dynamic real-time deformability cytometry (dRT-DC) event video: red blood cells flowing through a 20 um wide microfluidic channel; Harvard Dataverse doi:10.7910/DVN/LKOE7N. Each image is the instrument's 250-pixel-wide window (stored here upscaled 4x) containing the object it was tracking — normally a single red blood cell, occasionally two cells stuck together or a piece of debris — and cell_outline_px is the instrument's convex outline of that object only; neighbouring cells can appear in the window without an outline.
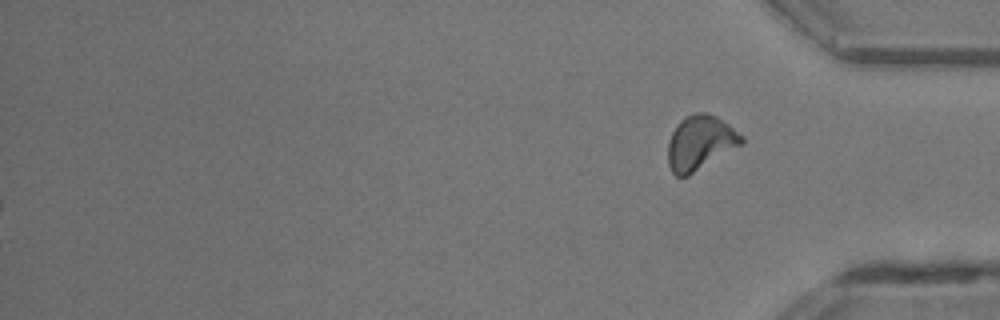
{"species": "common noctule bat (a hibernating species)", "species_latin": "Nyctalus noctula", "temperature_condition": "room temperature", "stored_images_in_passage": 33, "segment_of_instrument_passage": [2, 2], "camera_frame_rate_fps": 3000, "um_per_image_px": 0.085, "animal": {"sex": "male", "body_mass_g": 13.3}, "frame": {"image": 1, "passage_image": 33, "time_ms": 10.667, "image_size_px": [1000, 320], "cell_outline_px": [[744, 144], [688, 176], [676, 176], [672, 172], [668, 164], [668, 140], [676, 124], [680, 120], [696, 112], [708, 112], [716, 116], [728, 124], [744, 136]], "centroid_in_image_um": [59.53, 12.13], "position_along_channel_um": 375.7, "area_um2": 23.58}}